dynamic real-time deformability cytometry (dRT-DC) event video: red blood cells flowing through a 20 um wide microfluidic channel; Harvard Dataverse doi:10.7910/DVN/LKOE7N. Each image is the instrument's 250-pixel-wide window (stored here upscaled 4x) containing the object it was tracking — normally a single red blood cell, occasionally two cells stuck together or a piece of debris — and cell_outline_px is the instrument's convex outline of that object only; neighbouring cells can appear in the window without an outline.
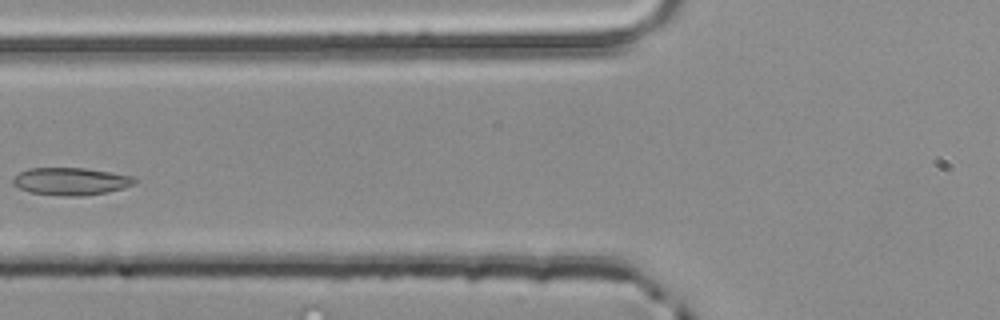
{"species": "common noctule bat (a hibernating species)", "species_latin": "Nyctalus noctula", "temperature_condition": "room temperature", "stored_images_in_passage": 3, "camera_frame_rate_fps": 3000, "um_per_image_px": 0.085, "animal": {"sex": "male", "body_mass_g": 20.4}, "frame": {"image": 1, "passage_image": 3, "time_ms": 0.667, "image_size_px": [1000, 320], "cell_outline_px": [[136, 184], [104, 192], [80, 196], [68, 196], [32, 192], [20, 188], [12, 184], [12, 176], [28, 168], [84, 168], [132, 176], [136, 180]], "centroid_in_image_um": [5.97, 15.4], "position_along_channel_um": 119.8, "area_um2": 19.13}}